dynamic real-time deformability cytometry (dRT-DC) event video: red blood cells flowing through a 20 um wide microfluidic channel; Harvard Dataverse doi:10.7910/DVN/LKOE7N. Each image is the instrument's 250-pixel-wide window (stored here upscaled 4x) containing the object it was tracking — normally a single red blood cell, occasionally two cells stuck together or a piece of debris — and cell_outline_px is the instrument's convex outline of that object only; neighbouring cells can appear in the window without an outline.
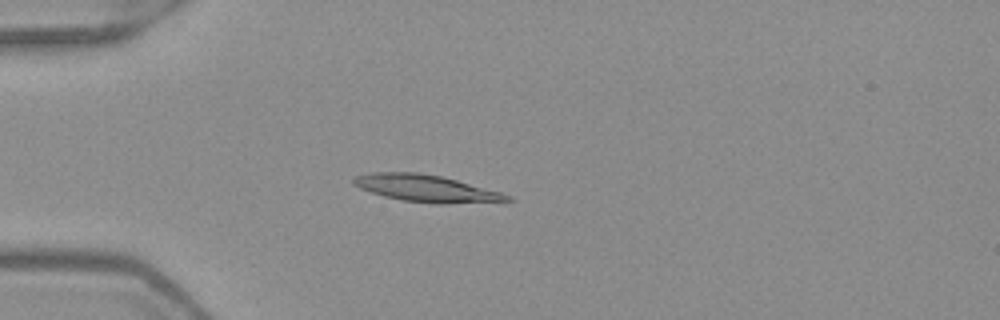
{"species": "Egyptian fruit bat (a non-hibernating species)", "species_latin": "Rousettus aegyptiacus", "temperature_condition": "warm", "stored_images_in_passage": 48, "camera_frame_rate_fps": 3000, "um_per_image_px": 0.085, "frame": {"image": 1, "passage_image": 11, "time_ms": 3.333, "image_size_px": [1000, 320], "cell_outline_px": [[516, 200], [504, 204], [436, 204], [400, 200], [384, 196], [360, 188], [352, 184], [352, 180], [356, 176], [372, 172], [416, 172], [440, 176], [456, 180], [500, 192], [512, 196]], "centroid_in_image_um": [36.39, 16.06], "position_along_channel_um": 48.6, "area_um2": 24.85}}
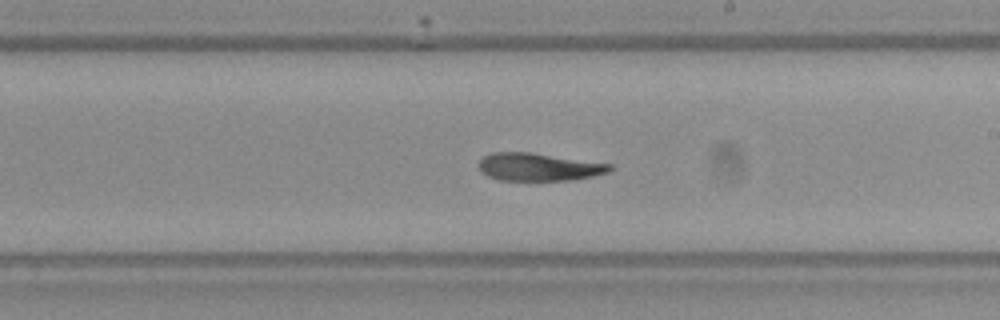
{"frame": {"image": 2, "passage_image": 27, "time_ms": 8.667, "image_size_px": [1000, 320], "cell_outline_px": [[612, 168], [608, 172], [592, 176], [572, 180], [500, 180], [488, 176], [480, 172], [476, 164], [480, 156], [492, 152], [528, 152], [612, 164]], "centroid_in_image_um": [45.69, 14.18], "position_along_channel_um": 243.3, "area_um2": 21.33}}
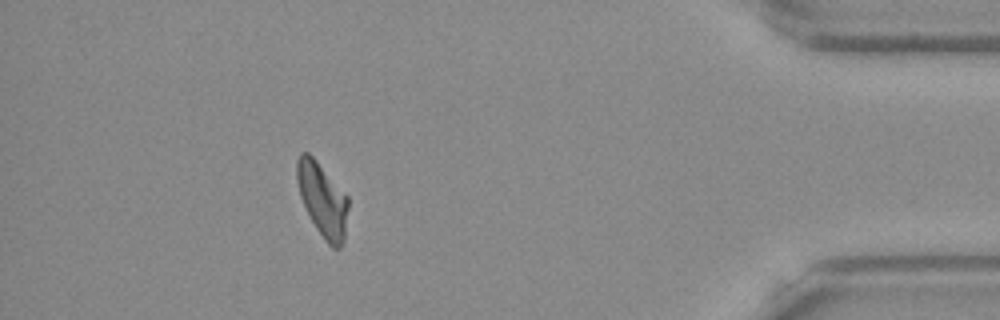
{"frame": {"image": 3, "passage_image": 43, "time_ms": 14.0, "image_size_px": [1000, 320], "cell_outline_px": [[348, 208], [344, 240], [340, 248], [332, 248], [324, 240], [316, 228], [300, 196], [296, 180], [296, 160], [300, 152], [308, 152], [316, 160], [348, 196]], "centroid_in_image_um": [27.41, 16.96], "position_along_channel_um": 407.8, "area_um2": 21.96}, "authors_computed_cell_mechanics": {"area_um2": 22.3975, "velocity_mm_per_s": 3.9817, "shape_relaxation_time_tau1_ms": null, "shape_relaxation_time_tau2_ms": 5.2694, "deformation_change_tau1": null, "deformation_change_tau2": 0.1237}}